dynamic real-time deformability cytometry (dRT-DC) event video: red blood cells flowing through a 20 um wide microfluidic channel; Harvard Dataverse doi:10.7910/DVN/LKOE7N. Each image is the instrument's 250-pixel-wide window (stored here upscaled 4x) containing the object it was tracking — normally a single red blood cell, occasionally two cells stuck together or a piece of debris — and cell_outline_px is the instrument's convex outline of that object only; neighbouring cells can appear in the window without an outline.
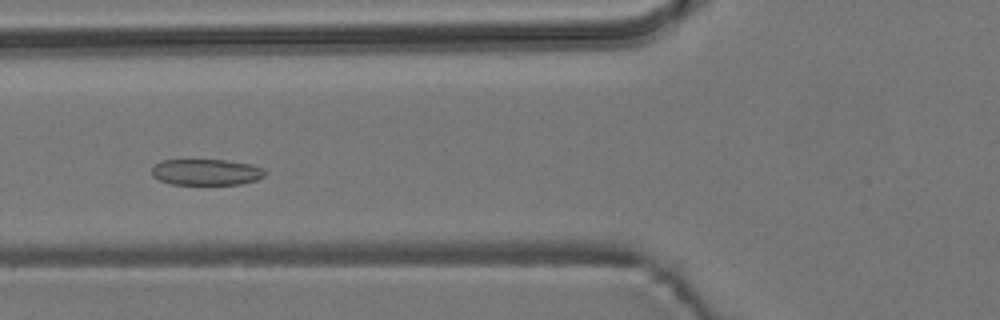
{"species": "common noctule bat (a hibernating species)", "species_latin": "Nyctalus noctula", "temperature_condition": "room temperature", "stored_images_in_passage": 10, "camera_frame_rate_fps": 3000, "um_per_image_px": 0.085, "animal": {"sex": "male", "body_mass_g": 19.2, "forearm_length_mm": 51.8}, "frame": {"image": 1, "passage_image": 5, "time_ms": 5.667, "image_size_px": [1000, 320], "cell_outline_px": [[264, 176], [256, 180], [240, 184], [172, 184], [160, 180], [152, 176], [152, 168], [160, 160], [224, 160], [252, 164], [264, 168]], "centroid_in_image_um": [17.53, 14.62], "position_along_channel_um": 108.3, "area_um2": 17.17}}
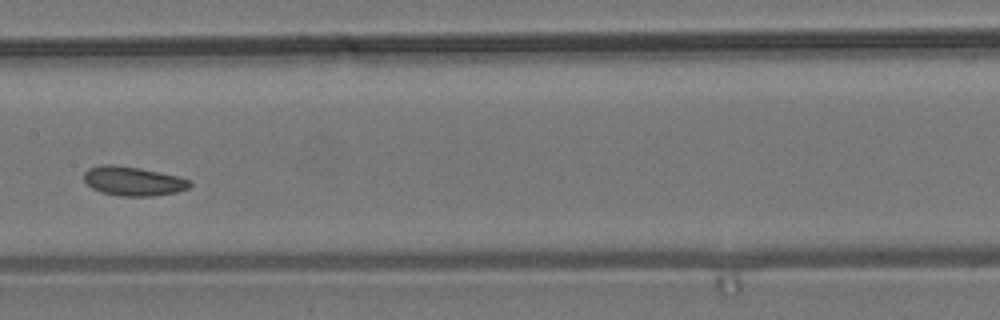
{"frame": {"image": 2, "passage_image": 7, "time_ms": 8.0, "image_size_px": [1000, 320], "cell_outline_px": [[192, 184], [188, 188], [176, 192], [152, 196], [120, 196], [100, 192], [92, 188], [84, 180], [84, 172], [88, 168], [104, 164], [112, 164], [140, 168], [176, 176], [188, 180]], "centroid_in_image_um": [11.27, 15.39], "position_along_channel_um": 196.1, "area_um2": 17.86}}
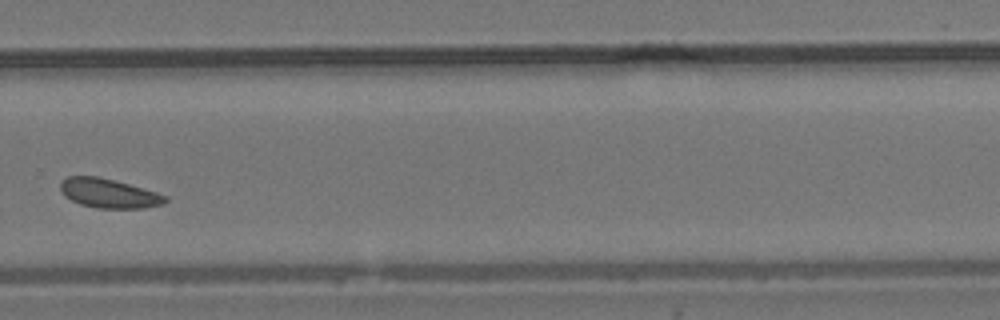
{"frame": {"image": 3, "passage_image": 10, "time_ms": 11.333, "image_size_px": [1000, 320], "cell_outline_px": [[168, 200], [164, 204], [144, 208], [96, 208], [80, 204], [64, 196], [60, 188], [60, 184], [68, 176], [96, 176], [128, 184], [156, 192], [168, 196]], "centroid_in_image_um": [9.26, 16.44], "position_along_channel_um": 320.5, "area_um2": 17.74}}